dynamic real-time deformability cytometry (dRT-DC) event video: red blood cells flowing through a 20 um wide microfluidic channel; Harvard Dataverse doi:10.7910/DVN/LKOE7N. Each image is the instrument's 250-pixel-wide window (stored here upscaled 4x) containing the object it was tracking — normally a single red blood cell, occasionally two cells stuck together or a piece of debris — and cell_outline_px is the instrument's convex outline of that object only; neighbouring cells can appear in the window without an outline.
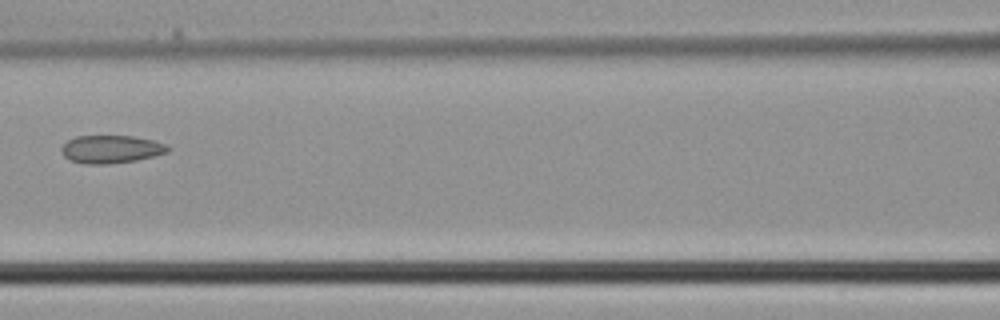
{"species": "common noctule bat (a hibernating species)", "species_latin": "Nyctalus noctula", "temperature_condition": "cold", "stored_images_in_passage": 6, "camera_frame_rate_fps": 3000, "um_per_image_px": 0.085, "animal": {"sex": "male", "body_mass_g": 21.5, "forearm_length_mm": 52.0}, "frame": {"image": 1, "passage_image": 6, "time_ms": 1.667, "image_size_px": [1000, 320], "cell_outline_px": [[172, 148], [168, 152], [136, 160], [108, 164], [84, 164], [68, 160], [64, 156], [60, 148], [68, 140], [76, 136], [132, 136], [152, 140], [168, 144]], "centroid_in_image_um": [9.44, 12.68], "position_along_channel_um": 157.2, "area_um2": 17.4}}